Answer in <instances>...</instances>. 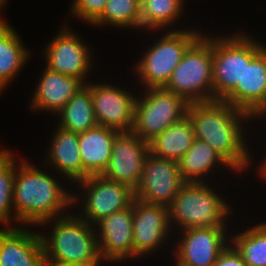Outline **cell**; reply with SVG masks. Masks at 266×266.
Returning <instances> with one entry per match:
<instances>
[{"label":"cell","mask_w":266,"mask_h":266,"mask_svg":"<svg viewBox=\"0 0 266 266\" xmlns=\"http://www.w3.org/2000/svg\"><path fill=\"white\" fill-rule=\"evenodd\" d=\"M184 183L178 161L162 159L150 153L134 190L135 199L169 206Z\"/></svg>","instance_id":"obj_13"},{"label":"cell","mask_w":266,"mask_h":266,"mask_svg":"<svg viewBox=\"0 0 266 266\" xmlns=\"http://www.w3.org/2000/svg\"><path fill=\"white\" fill-rule=\"evenodd\" d=\"M227 227H193L180 230L173 254L175 266H214L230 244ZM181 239V240H180Z\"/></svg>","instance_id":"obj_12"},{"label":"cell","mask_w":266,"mask_h":266,"mask_svg":"<svg viewBox=\"0 0 266 266\" xmlns=\"http://www.w3.org/2000/svg\"><path fill=\"white\" fill-rule=\"evenodd\" d=\"M15 154L11 150L3 149L0 153V222L5 227L15 221L13 211V187L15 177Z\"/></svg>","instance_id":"obj_29"},{"label":"cell","mask_w":266,"mask_h":266,"mask_svg":"<svg viewBox=\"0 0 266 266\" xmlns=\"http://www.w3.org/2000/svg\"><path fill=\"white\" fill-rule=\"evenodd\" d=\"M212 36L204 33L187 49L165 89L188 103L214 101Z\"/></svg>","instance_id":"obj_5"},{"label":"cell","mask_w":266,"mask_h":266,"mask_svg":"<svg viewBox=\"0 0 266 266\" xmlns=\"http://www.w3.org/2000/svg\"><path fill=\"white\" fill-rule=\"evenodd\" d=\"M0 248H1V228H0Z\"/></svg>","instance_id":"obj_37"},{"label":"cell","mask_w":266,"mask_h":266,"mask_svg":"<svg viewBox=\"0 0 266 266\" xmlns=\"http://www.w3.org/2000/svg\"><path fill=\"white\" fill-rule=\"evenodd\" d=\"M126 89L102 81L91 82V97L98 125L119 132L132 131L138 96Z\"/></svg>","instance_id":"obj_15"},{"label":"cell","mask_w":266,"mask_h":266,"mask_svg":"<svg viewBox=\"0 0 266 266\" xmlns=\"http://www.w3.org/2000/svg\"><path fill=\"white\" fill-rule=\"evenodd\" d=\"M133 215L134 256L138 259L161 249V245H165L173 229L169 206L134 199Z\"/></svg>","instance_id":"obj_14"},{"label":"cell","mask_w":266,"mask_h":266,"mask_svg":"<svg viewBox=\"0 0 266 266\" xmlns=\"http://www.w3.org/2000/svg\"><path fill=\"white\" fill-rule=\"evenodd\" d=\"M75 33L69 27L61 28L41 54L49 69L87 84L94 57L87 42Z\"/></svg>","instance_id":"obj_11"},{"label":"cell","mask_w":266,"mask_h":266,"mask_svg":"<svg viewBox=\"0 0 266 266\" xmlns=\"http://www.w3.org/2000/svg\"><path fill=\"white\" fill-rule=\"evenodd\" d=\"M175 28L164 31L133 64L143 88H165L187 49L202 35L201 30Z\"/></svg>","instance_id":"obj_6"},{"label":"cell","mask_w":266,"mask_h":266,"mask_svg":"<svg viewBox=\"0 0 266 266\" xmlns=\"http://www.w3.org/2000/svg\"><path fill=\"white\" fill-rule=\"evenodd\" d=\"M195 139L192 122L185 116L149 141L150 153L162 159L179 161Z\"/></svg>","instance_id":"obj_24"},{"label":"cell","mask_w":266,"mask_h":266,"mask_svg":"<svg viewBox=\"0 0 266 266\" xmlns=\"http://www.w3.org/2000/svg\"><path fill=\"white\" fill-rule=\"evenodd\" d=\"M36 84L30 108L56 115L85 84L78 78L55 72L48 67L42 71Z\"/></svg>","instance_id":"obj_19"},{"label":"cell","mask_w":266,"mask_h":266,"mask_svg":"<svg viewBox=\"0 0 266 266\" xmlns=\"http://www.w3.org/2000/svg\"><path fill=\"white\" fill-rule=\"evenodd\" d=\"M149 154V142L132 131L119 132L114 138L109 164L102 175L135 190Z\"/></svg>","instance_id":"obj_16"},{"label":"cell","mask_w":266,"mask_h":266,"mask_svg":"<svg viewBox=\"0 0 266 266\" xmlns=\"http://www.w3.org/2000/svg\"><path fill=\"white\" fill-rule=\"evenodd\" d=\"M107 24L117 28L141 29V5L137 0H108L102 15L92 26Z\"/></svg>","instance_id":"obj_28"},{"label":"cell","mask_w":266,"mask_h":266,"mask_svg":"<svg viewBox=\"0 0 266 266\" xmlns=\"http://www.w3.org/2000/svg\"><path fill=\"white\" fill-rule=\"evenodd\" d=\"M136 99L132 132L149 142L187 116L189 103L165 88H149Z\"/></svg>","instance_id":"obj_7"},{"label":"cell","mask_w":266,"mask_h":266,"mask_svg":"<svg viewBox=\"0 0 266 266\" xmlns=\"http://www.w3.org/2000/svg\"><path fill=\"white\" fill-rule=\"evenodd\" d=\"M30 50L22 43L21 36L4 17H0V88L5 90L7 84L27 64Z\"/></svg>","instance_id":"obj_22"},{"label":"cell","mask_w":266,"mask_h":266,"mask_svg":"<svg viewBox=\"0 0 266 266\" xmlns=\"http://www.w3.org/2000/svg\"><path fill=\"white\" fill-rule=\"evenodd\" d=\"M59 127L81 133L98 125L91 97V82L80 88L76 94L57 113Z\"/></svg>","instance_id":"obj_25"},{"label":"cell","mask_w":266,"mask_h":266,"mask_svg":"<svg viewBox=\"0 0 266 266\" xmlns=\"http://www.w3.org/2000/svg\"><path fill=\"white\" fill-rule=\"evenodd\" d=\"M140 5H143L148 0H137Z\"/></svg>","instance_id":"obj_36"},{"label":"cell","mask_w":266,"mask_h":266,"mask_svg":"<svg viewBox=\"0 0 266 266\" xmlns=\"http://www.w3.org/2000/svg\"><path fill=\"white\" fill-rule=\"evenodd\" d=\"M119 131L97 125L78 133V144L83 165V180L92 175H102L107 168L115 136Z\"/></svg>","instance_id":"obj_21"},{"label":"cell","mask_w":266,"mask_h":266,"mask_svg":"<svg viewBox=\"0 0 266 266\" xmlns=\"http://www.w3.org/2000/svg\"><path fill=\"white\" fill-rule=\"evenodd\" d=\"M108 0H73L69 13L86 23L93 24L103 13Z\"/></svg>","instance_id":"obj_30"},{"label":"cell","mask_w":266,"mask_h":266,"mask_svg":"<svg viewBox=\"0 0 266 266\" xmlns=\"http://www.w3.org/2000/svg\"><path fill=\"white\" fill-rule=\"evenodd\" d=\"M214 266H247L241 255L229 244L218 256Z\"/></svg>","instance_id":"obj_31"},{"label":"cell","mask_w":266,"mask_h":266,"mask_svg":"<svg viewBox=\"0 0 266 266\" xmlns=\"http://www.w3.org/2000/svg\"><path fill=\"white\" fill-rule=\"evenodd\" d=\"M54 220V221H53ZM50 235L40 233L44 260L77 266H103L96 228L75 213L43 221Z\"/></svg>","instance_id":"obj_3"},{"label":"cell","mask_w":266,"mask_h":266,"mask_svg":"<svg viewBox=\"0 0 266 266\" xmlns=\"http://www.w3.org/2000/svg\"><path fill=\"white\" fill-rule=\"evenodd\" d=\"M19 161L15 160L12 193L16 223L39 228L43 221L70 213L73 193L42 168L35 167L23 158Z\"/></svg>","instance_id":"obj_2"},{"label":"cell","mask_w":266,"mask_h":266,"mask_svg":"<svg viewBox=\"0 0 266 266\" xmlns=\"http://www.w3.org/2000/svg\"><path fill=\"white\" fill-rule=\"evenodd\" d=\"M230 237V244L247 266H266V222H260Z\"/></svg>","instance_id":"obj_27"},{"label":"cell","mask_w":266,"mask_h":266,"mask_svg":"<svg viewBox=\"0 0 266 266\" xmlns=\"http://www.w3.org/2000/svg\"><path fill=\"white\" fill-rule=\"evenodd\" d=\"M178 165L185 182H205L209 177L207 175H213L216 166L233 170L210 145L198 139L194 140L192 147L178 161Z\"/></svg>","instance_id":"obj_23"},{"label":"cell","mask_w":266,"mask_h":266,"mask_svg":"<svg viewBox=\"0 0 266 266\" xmlns=\"http://www.w3.org/2000/svg\"><path fill=\"white\" fill-rule=\"evenodd\" d=\"M8 0H0V10L6 6Z\"/></svg>","instance_id":"obj_35"},{"label":"cell","mask_w":266,"mask_h":266,"mask_svg":"<svg viewBox=\"0 0 266 266\" xmlns=\"http://www.w3.org/2000/svg\"><path fill=\"white\" fill-rule=\"evenodd\" d=\"M244 33L243 86L223 100L252 117L266 103V44Z\"/></svg>","instance_id":"obj_9"},{"label":"cell","mask_w":266,"mask_h":266,"mask_svg":"<svg viewBox=\"0 0 266 266\" xmlns=\"http://www.w3.org/2000/svg\"><path fill=\"white\" fill-rule=\"evenodd\" d=\"M43 266H77V265H68V264H61L54 261H47L44 260Z\"/></svg>","instance_id":"obj_34"},{"label":"cell","mask_w":266,"mask_h":266,"mask_svg":"<svg viewBox=\"0 0 266 266\" xmlns=\"http://www.w3.org/2000/svg\"><path fill=\"white\" fill-rule=\"evenodd\" d=\"M54 132L48 145V159L45 160V165L54 168L56 174L61 175L65 181L70 179V184H75L83 180L78 133L67 131L58 125Z\"/></svg>","instance_id":"obj_20"},{"label":"cell","mask_w":266,"mask_h":266,"mask_svg":"<svg viewBox=\"0 0 266 266\" xmlns=\"http://www.w3.org/2000/svg\"><path fill=\"white\" fill-rule=\"evenodd\" d=\"M133 202L99 221L96 225L99 252L107 263L136 260L133 247Z\"/></svg>","instance_id":"obj_17"},{"label":"cell","mask_w":266,"mask_h":266,"mask_svg":"<svg viewBox=\"0 0 266 266\" xmlns=\"http://www.w3.org/2000/svg\"><path fill=\"white\" fill-rule=\"evenodd\" d=\"M187 116L192 122L196 139L210 145L234 173L249 170L254 160L247 145L245 121H252L251 115L223 100H214L189 103Z\"/></svg>","instance_id":"obj_1"},{"label":"cell","mask_w":266,"mask_h":266,"mask_svg":"<svg viewBox=\"0 0 266 266\" xmlns=\"http://www.w3.org/2000/svg\"><path fill=\"white\" fill-rule=\"evenodd\" d=\"M266 103L264 104V106L252 117L254 120L255 119H258V118H265L266 119ZM264 116V117H263Z\"/></svg>","instance_id":"obj_33"},{"label":"cell","mask_w":266,"mask_h":266,"mask_svg":"<svg viewBox=\"0 0 266 266\" xmlns=\"http://www.w3.org/2000/svg\"><path fill=\"white\" fill-rule=\"evenodd\" d=\"M185 182L169 205L171 227H227L231 205L210 187L209 182ZM209 185V186H208ZM218 193V194H217ZM227 220V221H226ZM175 223V225H173ZM227 224V225H226Z\"/></svg>","instance_id":"obj_4"},{"label":"cell","mask_w":266,"mask_h":266,"mask_svg":"<svg viewBox=\"0 0 266 266\" xmlns=\"http://www.w3.org/2000/svg\"><path fill=\"white\" fill-rule=\"evenodd\" d=\"M184 0H148L141 5V29L153 31L168 30L183 15ZM183 12V13H182Z\"/></svg>","instance_id":"obj_26"},{"label":"cell","mask_w":266,"mask_h":266,"mask_svg":"<svg viewBox=\"0 0 266 266\" xmlns=\"http://www.w3.org/2000/svg\"><path fill=\"white\" fill-rule=\"evenodd\" d=\"M27 228L23 225L1 228L0 266H43L40 232Z\"/></svg>","instance_id":"obj_18"},{"label":"cell","mask_w":266,"mask_h":266,"mask_svg":"<svg viewBox=\"0 0 266 266\" xmlns=\"http://www.w3.org/2000/svg\"><path fill=\"white\" fill-rule=\"evenodd\" d=\"M212 35L214 100H224L236 86H243L244 32Z\"/></svg>","instance_id":"obj_10"},{"label":"cell","mask_w":266,"mask_h":266,"mask_svg":"<svg viewBox=\"0 0 266 266\" xmlns=\"http://www.w3.org/2000/svg\"><path fill=\"white\" fill-rule=\"evenodd\" d=\"M257 169H258L257 172H259L258 175L260 176V178L262 177V179L264 178L265 180L266 179V157L262 160V163H259V166Z\"/></svg>","instance_id":"obj_32"},{"label":"cell","mask_w":266,"mask_h":266,"mask_svg":"<svg viewBox=\"0 0 266 266\" xmlns=\"http://www.w3.org/2000/svg\"><path fill=\"white\" fill-rule=\"evenodd\" d=\"M75 184L83 192L80 196L73 193V208L78 207V202L82 208L81 214L76 215L94 226L108 215L129 207L135 199L134 189L103 175H92Z\"/></svg>","instance_id":"obj_8"}]
</instances>
